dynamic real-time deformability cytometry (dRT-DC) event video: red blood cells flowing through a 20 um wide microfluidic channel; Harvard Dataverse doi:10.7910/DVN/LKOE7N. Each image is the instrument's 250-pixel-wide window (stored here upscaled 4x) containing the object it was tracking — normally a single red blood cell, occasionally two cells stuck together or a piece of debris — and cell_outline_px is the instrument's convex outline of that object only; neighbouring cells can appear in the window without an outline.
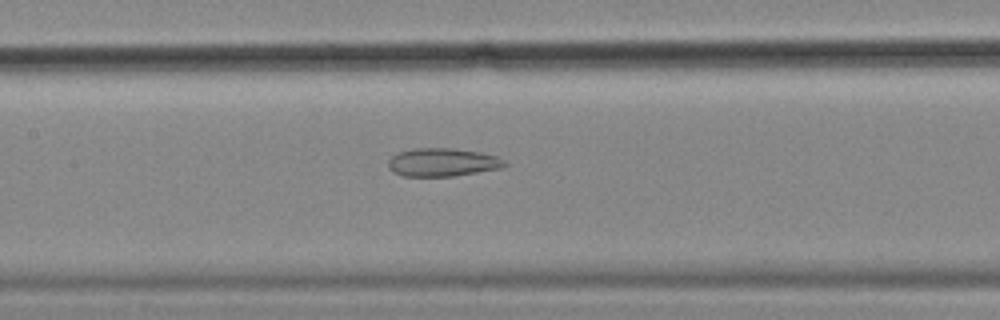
{"species": "common noctule bat (a hibernating species)", "species_latin": "Nyctalus noctula", "temperature_condition": "cold", "stored_images_in_passage": 45, "camera_frame_rate_fps": 3000, "um_per_image_px": 0.085, "animal": {"sex": "female", "body_mass_g": 18.4}, "frame": {"image": 1, "passage_image": 15, "time_ms": 4.667, "image_size_px": [1000, 320], "cell_outline_px": [[508, 164], [500, 168], [452, 176], [400, 176], [392, 172], [388, 168], [388, 160], [392, 156], [400, 152], [412, 148], [452, 148], [480, 152], [496, 156], [504, 160]], "centroid_in_image_um": [37.57, 13.79], "position_along_channel_um": 169.8, "area_um2": 19.13}}
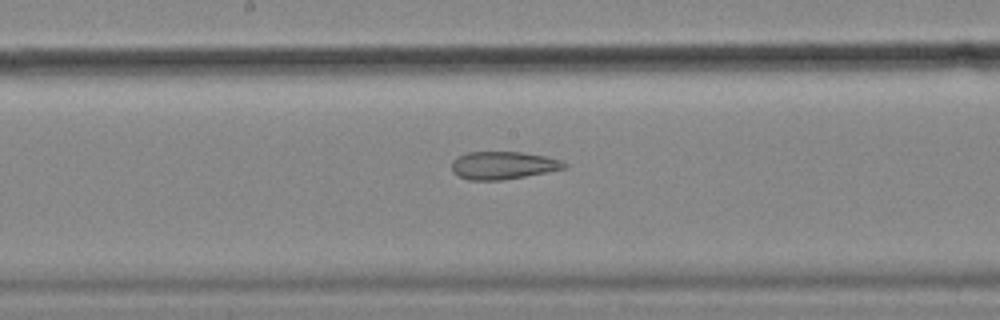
{"frame": {"image": 2, "passage_image": 18, "time_ms": 5.667, "image_size_px": [1000, 320], "cell_outline_px": [[568, 168], [548, 172], [504, 180], [468, 180], [452, 172], [452, 160], [456, 156], [468, 152], [520, 152], [548, 156], [564, 160], [568, 164]], "centroid_in_image_um": [42.81, 14.05], "position_along_channel_um": 205.4, "area_um2": 18.55}}
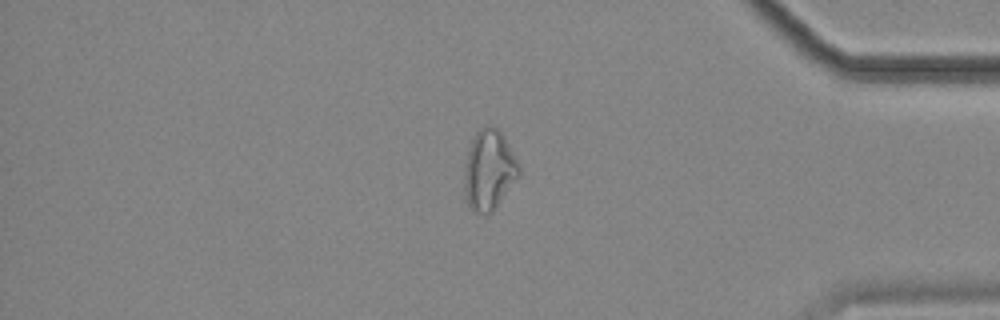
{"frame": {"image": 3, "passage_image": 36, "time_ms": 11.667, "image_size_px": [1000, 320], "cell_outline_px": [[520, 176], [492, 212], [472, 212], [468, 204], [464, 192], [464, 168], [468, 152], [472, 140], [476, 132], [480, 128], [488, 124], [492, 124], [504, 136], [520, 168]], "centroid_in_image_um": [41.56, 14.45], "position_along_channel_um": 393.6, "area_um2": 25.37}, "authors_computed_cell_mechanics": {"area_um2": 22.7732, "velocity_mm_per_s": 3.5828, "shape_relaxation_time_tau1_ms": null, "shape_relaxation_time_tau2_ms": 4.0359, "deformation_change_tau1": null, "deformation_change_tau2": 0.1441}}